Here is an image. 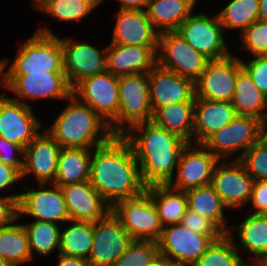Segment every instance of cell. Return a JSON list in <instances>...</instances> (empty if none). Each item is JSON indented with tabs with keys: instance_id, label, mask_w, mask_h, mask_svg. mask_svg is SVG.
<instances>
[{
	"instance_id": "1",
	"label": "cell",
	"mask_w": 267,
	"mask_h": 266,
	"mask_svg": "<svg viewBox=\"0 0 267 266\" xmlns=\"http://www.w3.org/2000/svg\"><path fill=\"white\" fill-rule=\"evenodd\" d=\"M89 181L111 207L142 195L147 187L134 150L123 135H113L93 149Z\"/></svg>"
},
{
	"instance_id": "2",
	"label": "cell",
	"mask_w": 267,
	"mask_h": 266,
	"mask_svg": "<svg viewBox=\"0 0 267 266\" xmlns=\"http://www.w3.org/2000/svg\"><path fill=\"white\" fill-rule=\"evenodd\" d=\"M123 136L134 150L144 184H168L188 142L152 120L133 125Z\"/></svg>"
},
{
	"instance_id": "3",
	"label": "cell",
	"mask_w": 267,
	"mask_h": 266,
	"mask_svg": "<svg viewBox=\"0 0 267 266\" xmlns=\"http://www.w3.org/2000/svg\"><path fill=\"white\" fill-rule=\"evenodd\" d=\"M59 110L47 133L62 148L94 149L114 134L109 125L89 106L71 95Z\"/></svg>"
},
{
	"instance_id": "4",
	"label": "cell",
	"mask_w": 267,
	"mask_h": 266,
	"mask_svg": "<svg viewBox=\"0 0 267 266\" xmlns=\"http://www.w3.org/2000/svg\"><path fill=\"white\" fill-rule=\"evenodd\" d=\"M7 60V75L64 72L61 37L48 26L38 25L35 32Z\"/></svg>"
},
{
	"instance_id": "5",
	"label": "cell",
	"mask_w": 267,
	"mask_h": 266,
	"mask_svg": "<svg viewBox=\"0 0 267 266\" xmlns=\"http://www.w3.org/2000/svg\"><path fill=\"white\" fill-rule=\"evenodd\" d=\"M266 133L267 127L260 120L237 115L203 145L219 160H239Z\"/></svg>"
},
{
	"instance_id": "6",
	"label": "cell",
	"mask_w": 267,
	"mask_h": 266,
	"mask_svg": "<svg viewBox=\"0 0 267 266\" xmlns=\"http://www.w3.org/2000/svg\"><path fill=\"white\" fill-rule=\"evenodd\" d=\"M176 32L209 60L225 58L233 51L217 13L194 11L181 23Z\"/></svg>"
},
{
	"instance_id": "7",
	"label": "cell",
	"mask_w": 267,
	"mask_h": 266,
	"mask_svg": "<svg viewBox=\"0 0 267 266\" xmlns=\"http://www.w3.org/2000/svg\"><path fill=\"white\" fill-rule=\"evenodd\" d=\"M80 102L89 105L118 135L119 83L118 77L106 71L79 82L73 89Z\"/></svg>"
},
{
	"instance_id": "8",
	"label": "cell",
	"mask_w": 267,
	"mask_h": 266,
	"mask_svg": "<svg viewBox=\"0 0 267 266\" xmlns=\"http://www.w3.org/2000/svg\"><path fill=\"white\" fill-rule=\"evenodd\" d=\"M7 82L8 92L12 93L10 96L13 95L11 98L32 108V103L39 100L65 102L72 95V88L64 72L7 75Z\"/></svg>"
},
{
	"instance_id": "9",
	"label": "cell",
	"mask_w": 267,
	"mask_h": 266,
	"mask_svg": "<svg viewBox=\"0 0 267 266\" xmlns=\"http://www.w3.org/2000/svg\"><path fill=\"white\" fill-rule=\"evenodd\" d=\"M18 201V219L29 217L31 220L53 222L63 225L70 220L66 203L59 186L53 183H43L21 187ZM31 217V218H30Z\"/></svg>"
},
{
	"instance_id": "10",
	"label": "cell",
	"mask_w": 267,
	"mask_h": 266,
	"mask_svg": "<svg viewBox=\"0 0 267 266\" xmlns=\"http://www.w3.org/2000/svg\"><path fill=\"white\" fill-rule=\"evenodd\" d=\"M118 83V135H123L133 125L151 121L153 110L150 104L148 73L120 76Z\"/></svg>"
},
{
	"instance_id": "11",
	"label": "cell",
	"mask_w": 267,
	"mask_h": 266,
	"mask_svg": "<svg viewBox=\"0 0 267 266\" xmlns=\"http://www.w3.org/2000/svg\"><path fill=\"white\" fill-rule=\"evenodd\" d=\"M157 64L195 82L209 61L176 31L159 33Z\"/></svg>"
},
{
	"instance_id": "12",
	"label": "cell",
	"mask_w": 267,
	"mask_h": 266,
	"mask_svg": "<svg viewBox=\"0 0 267 266\" xmlns=\"http://www.w3.org/2000/svg\"><path fill=\"white\" fill-rule=\"evenodd\" d=\"M111 211L133 240H159L162 226L156 207L146 192L135 198L117 201Z\"/></svg>"
},
{
	"instance_id": "13",
	"label": "cell",
	"mask_w": 267,
	"mask_h": 266,
	"mask_svg": "<svg viewBox=\"0 0 267 266\" xmlns=\"http://www.w3.org/2000/svg\"><path fill=\"white\" fill-rule=\"evenodd\" d=\"M63 69L73 89L85 78L107 71V45L99 48L89 41L73 37H61Z\"/></svg>"
},
{
	"instance_id": "14",
	"label": "cell",
	"mask_w": 267,
	"mask_h": 266,
	"mask_svg": "<svg viewBox=\"0 0 267 266\" xmlns=\"http://www.w3.org/2000/svg\"><path fill=\"white\" fill-rule=\"evenodd\" d=\"M253 184V178L239 160H220L214 168L210 185L234 214L247 207Z\"/></svg>"
},
{
	"instance_id": "15",
	"label": "cell",
	"mask_w": 267,
	"mask_h": 266,
	"mask_svg": "<svg viewBox=\"0 0 267 266\" xmlns=\"http://www.w3.org/2000/svg\"><path fill=\"white\" fill-rule=\"evenodd\" d=\"M222 59L209 60L205 70L194 82L195 97L211 101L231 102L242 63L235 49ZM235 50V51H234Z\"/></svg>"
},
{
	"instance_id": "16",
	"label": "cell",
	"mask_w": 267,
	"mask_h": 266,
	"mask_svg": "<svg viewBox=\"0 0 267 266\" xmlns=\"http://www.w3.org/2000/svg\"><path fill=\"white\" fill-rule=\"evenodd\" d=\"M219 161L203 144L188 142L168 185L181 191L210 185L214 168Z\"/></svg>"
},
{
	"instance_id": "17",
	"label": "cell",
	"mask_w": 267,
	"mask_h": 266,
	"mask_svg": "<svg viewBox=\"0 0 267 266\" xmlns=\"http://www.w3.org/2000/svg\"><path fill=\"white\" fill-rule=\"evenodd\" d=\"M32 107L9 95L0 98V137L25 149L43 130V120Z\"/></svg>"
},
{
	"instance_id": "18",
	"label": "cell",
	"mask_w": 267,
	"mask_h": 266,
	"mask_svg": "<svg viewBox=\"0 0 267 266\" xmlns=\"http://www.w3.org/2000/svg\"><path fill=\"white\" fill-rule=\"evenodd\" d=\"M132 241L120 220L110 211L93 222V244L88 260L90 266H111Z\"/></svg>"
},
{
	"instance_id": "19",
	"label": "cell",
	"mask_w": 267,
	"mask_h": 266,
	"mask_svg": "<svg viewBox=\"0 0 267 266\" xmlns=\"http://www.w3.org/2000/svg\"><path fill=\"white\" fill-rule=\"evenodd\" d=\"M213 241L181 224L162 227L157 241L159 253L176 265H193Z\"/></svg>"
},
{
	"instance_id": "20",
	"label": "cell",
	"mask_w": 267,
	"mask_h": 266,
	"mask_svg": "<svg viewBox=\"0 0 267 266\" xmlns=\"http://www.w3.org/2000/svg\"><path fill=\"white\" fill-rule=\"evenodd\" d=\"M61 149L62 147L43 129L24 149L22 182L27 177V180H31V177L33 184L53 183Z\"/></svg>"
},
{
	"instance_id": "21",
	"label": "cell",
	"mask_w": 267,
	"mask_h": 266,
	"mask_svg": "<svg viewBox=\"0 0 267 266\" xmlns=\"http://www.w3.org/2000/svg\"><path fill=\"white\" fill-rule=\"evenodd\" d=\"M150 104L153 113L163 106L195 102L194 82L156 64L148 73Z\"/></svg>"
},
{
	"instance_id": "22",
	"label": "cell",
	"mask_w": 267,
	"mask_h": 266,
	"mask_svg": "<svg viewBox=\"0 0 267 266\" xmlns=\"http://www.w3.org/2000/svg\"><path fill=\"white\" fill-rule=\"evenodd\" d=\"M241 216L237 219V224L230 225L227 235L233 240L242 257L243 252H246V262L263 264L267 259V214L247 212V215Z\"/></svg>"
},
{
	"instance_id": "23",
	"label": "cell",
	"mask_w": 267,
	"mask_h": 266,
	"mask_svg": "<svg viewBox=\"0 0 267 266\" xmlns=\"http://www.w3.org/2000/svg\"><path fill=\"white\" fill-rule=\"evenodd\" d=\"M110 42L118 45L158 46L159 32L146 10H115Z\"/></svg>"
},
{
	"instance_id": "24",
	"label": "cell",
	"mask_w": 267,
	"mask_h": 266,
	"mask_svg": "<svg viewBox=\"0 0 267 266\" xmlns=\"http://www.w3.org/2000/svg\"><path fill=\"white\" fill-rule=\"evenodd\" d=\"M70 220L95 222L105 217L111 206L90 181L60 187Z\"/></svg>"
},
{
	"instance_id": "25",
	"label": "cell",
	"mask_w": 267,
	"mask_h": 266,
	"mask_svg": "<svg viewBox=\"0 0 267 266\" xmlns=\"http://www.w3.org/2000/svg\"><path fill=\"white\" fill-rule=\"evenodd\" d=\"M157 51L158 46L107 43V71L117 77L149 73L157 64Z\"/></svg>"
},
{
	"instance_id": "26",
	"label": "cell",
	"mask_w": 267,
	"mask_h": 266,
	"mask_svg": "<svg viewBox=\"0 0 267 266\" xmlns=\"http://www.w3.org/2000/svg\"><path fill=\"white\" fill-rule=\"evenodd\" d=\"M231 102L211 101L195 97L192 143L203 144L237 116Z\"/></svg>"
},
{
	"instance_id": "27",
	"label": "cell",
	"mask_w": 267,
	"mask_h": 266,
	"mask_svg": "<svg viewBox=\"0 0 267 266\" xmlns=\"http://www.w3.org/2000/svg\"><path fill=\"white\" fill-rule=\"evenodd\" d=\"M197 3L198 0H148L146 13L159 33L176 31L198 9Z\"/></svg>"
},
{
	"instance_id": "28",
	"label": "cell",
	"mask_w": 267,
	"mask_h": 266,
	"mask_svg": "<svg viewBox=\"0 0 267 266\" xmlns=\"http://www.w3.org/2000/svg\"><path fill=\"white\" fill-rule=\"evenodd\" d=\"M145 192L156 207L162 227L181 223L188 209L185 191L174 189L168 184H155L147 186Z\"/></svg>"
},
{
	"instance_id": "29",
	"label": "cell",
	"mask_w": 267,
	"mask_h": 266,
	"mask_svg": "<svg viewBox=\"0 0 267 266\" xmlns=\"http://www.w3.org/2000/svg\"><path fill=\"white\" fill-rule=\"evenodd\" d=\"M93 149L62 148L58 157L57 172L53 184L62 187L90 179Z\"/></svg>"
},
{
	"instance_id": "30",
	"label": "cell",
	"mask_w": 267,
	"mask_h": 266,
	"mask_svg": "<svg viewBox=\"0 0 267 266\" xmlns=\"http://www.w3.org/2000/svg\"><path fill=\"white\" fill-rule=\"evenodd\" d=\"M231 103L238 115L256 118L266 126L265 95L243 68L238 72Z\"/></svg>"
},
{
	"instance_id": "31",
	"label": "cell",
	"mask_w": 267,
	"mask_h": 266,
	"mask_svg": "<svg viewBox=\"0 0 267 266\" xmlns=\"http://www.w3.org/2000/svg\"><path fill=\"white\" fill-rule=\"evenodd\" d=\"M185 193L189 209L215 222L226 234L229 232L230 211L211 185L193 188Z\"/></svg>"
},
{
	"instance_id": "32",
	"label": "cell",
	"mask_w": 267,
	"mask_h": 266,
	"mask_svg": "<svg viewBox=\"0 0 267 266\" xmlns=\"http://www.w3.org/2000/svg\"><path fill=\"white\" fill-rule=\"evenodd\" d=\"M152 121L192 143L194 102H181L159 107L153 113Z\"/></svg>"
},
{
	"instance_id": "33",
	"label": "cell",
	"mask_w": 267,
	"mask_h": 266,
	"mask_svg": "<svg viewBox=\"0 0 267 266\" xmlns=\"http://www.w3.org/2000/svg\"><path fill=\"white\" fill-rule=\"evenodd\" d=\"M93 244V222L68 220L60 230L59 254L89 260Z\"/></svg>"
},
{
	"instance_id": "34",
	"label": "cell",
	"mask_w": 267,
	"mask_h": 266,
	"mask_svg": "<svg viewBox=\"0 0 267 266\" xmlns=\"http://www.w3.org/2000/svg\"><path fill=\"white\" fill-rule=\"evenodd\" d=\"M17 221H21L18 222ZM0 256L9 266H27L33 262L25 227L21 220L11 225L0 227Z\"/></svg>"
},
{
	"instance_id": "35",
	"label": "cell",
	"mask_w": 267,
	"mask_h": 266,
	"mask_svg": "<svg viewBox=\"0 0 267 266\" xmlns=\"http://www.w3.org/2000/svg\"><path fill=\"white\" fill-rule=\"evenodd\" d=\"M25 227L32 259L37 256L48 258L59 253L61 225L53 222L29 220ZM36 253V254H35Z\"/></svg>"
},
{
	"instance_id": "36",
	"label": "cell",
	"mask_w": 267,
	"mask_h": 266,
	"mask_svg": "<svg viewBox=\"0 0 267 266\" xmlns=\"http://www.w3.org/2000/svg\"><path fill=\"white\" fill-rule=\"evenodd\" d=\"M106 0H53L39 13L55 21V23L75 24L86 20L88 15L95 13Z\"/></svg>"
},
{
	"instance_id": "37",
	"label": "cell",
	"mask_w": 267,
	"mask_h": 266,
	"mask_svg": "<svg viewBox=\"0 0 267 266\" xmlns=\"http://www.w3.org/2000/svg\"><path fill=\"white\" fill-rule=\"evenodd\" d=\"M217 12L224 32L241 34L251 24L259 20V0H229L222 9ZM232 31H231V30Z\"/></svg>"
},
{
	"instance_id": "38",
	"label": "cell",
	"mask_w": 267,
	"mask_h": 266,
	"mask_svg": "<svg viewBox=\"0 0 267 266\" xmlns=\"http://www.w3.org/2000/svg\"><path fill=\"white\" fill-rule=\"evenodd\" d=\"M246 263L233 240L225 234L214 241L193 266H244Z\"/></svg>"
},
{
	"instance_id": "39",
	"label": "cell",
	"mask_w": 267,
	"mask_h": 266,
	"mask_svg": "<svg viewBox=\"0 0 267 266\" xmlns=\"http://www.w3.org/2000/svg\"><path fill=\"white\" fill-rule=\"evenodd\" d=\"M236 40L240 37V48H238L243 56H262L267 55V22L260 21L254 22L241 34L236 36ZM245 52V53H244Z\"/></svg>"
},
{
	"instance_id": "40",
	"label": "cell",
	"mask_w": 267,
	"mask_h": 266,
	"mask_svg": "<svg viewBox=\"0 0 267 266\" xmlns=\"http://www.w3.org/2000/svg\"><path fill=\"white\" fill-rule=\"evenodd\" d=\"M159 254L152 240H133L123 255L111 266H146Z\"/></svg>"
},
{
	"instance_id": "41",
	"label": "cell",
	"mask_w": 267,
	"mask_h": 266,
	"mask_svg": "<svg viewBox=\"0 0 267 266\" xmlns=\"http://www.w3.org/2000/svg\"><path fill=\"white\" fill-rule=\"evenodd\" d=\"M254 181L267 180V133L239 159Z\"/></svg>"
},
{
	"instance_id": "42",
	"label": "cell",
	"mask_w": 267,
	"mask_h": 266,
	"mask_svg": "<svg viewBox=\"0 0 267 266\" xmlns=\"http://www.w3.org/2000/svg\"><path fill=\"white\" fill-rule=\"evenodd\" d=\"M180 224L195 233L208 236L213 242L226 234L215 222L189 208Z\"/></svg>"
},
{
	"instance_id": "43",
	"label": "cell",
	"mask_w": 267,
	"mask_h": 266,
	"mask_svg": "<svg viewBox=\"0 0 267 266\" xmlns=\"http://www.w3.org/2000/svg\"><path fill=\"white\" fill-rule=\"evenodd\" d=\"M240 58L242 68L250 75L253 83L264 94H267V55ZM247 60V61H246Z\"/></svg>"
},
{
	"instance_id": "44",
	"label": "cell",
	"mask_w": 267,
	"mask_h": 266,
	"mask_svg": "<svg viewBox=\"0 0 267 266\" xmlns=\"http://www.w3.org/2000/svg\"><path fill=\"white\" fill-rule=\"evenodd\" d=\"M20 183L22 186L21 173L15 167L0 162V196L19 199L21 192L15 191L16 186L13 185H20Z\"/></svg>"
},
{
	"instance_id": "45",
	"label": "cell",
	"mask_w": 267,
	"mask_h": 266,
	"mask_svg": "<svg viewBox=\"0 0 267 266\" xmlns=\"http://www.w3.org/2000/svg\"><path fill=\"white\" fill-rule=\"evenodd\" d=\"M0 162L15 167L20 173L24 168V149L0 137Z\"/></svg>"
},
{
	"instance_id": "46",
	"label": "cell",
	"mask_w": 267,
	"mask_h": 266,
	"mask_svg": "<svg viewBox=\"0 0 267 266\" xmlns=\"http://www.w3.org/2000/svg\"><path fill=\"white\" fill-rule=\"evenodd\" d=\"M246 211L243 210L241 214H267V180L254 181L253 190L250 201L247 205Z\"/></svg>"
},
{
	"instance_id": "47",
	"label": "cell",
	"mask_w": 267,
	"mask_h": 266,
	"mask_svg": "<svg viewBox=\"0 0 267 266\" xmlns=\"http://www.w3.org/2000/svg\"><path fill=\"white\" fill-rule=\"evenodd\" d=\"M19 199L0 196V227L11 225L18 219Z\"/></svg>"
},
{
	"instance_id": "48",
	"label": "cell",
	"mask_w": 267,
	"mask_h": 266,
	"mask_svg": "<svg viewBox=\"0 0 267 266\" xmlns=\"http://www.w3.org/2000/svg\"><path fill=\"white\" fill-rule=\"evenodd\" d=\"M57 262L55 266H90L89 261L79 257L67 256L64 254H57Z\"/></svg>"
},
{
	"instance_id": "49",
	"label": "cell",
	"mask_w": 267,
	"mask_h": 266,
	"mask_svg": "<svg viewBox=\"0 0 267 266\" xmlns=\"http://www.w3.org/2000/svg\"><path fill=\"white\" fill-rule=\"evenodd\" d=\"M118 2L116 10H146L148 0H115Z\"/></svg>"
},
{
	"instance_id": "50",
	"label": "cell",
	"mask_w": 267,
	"mask_h": 266,
	"mask_svg": "<svg viewBox=\"0 0 267 266\" xmlns=\"http://www.w3.org/2000/svg\"><path fill=\"white\" fill-rule=\"evenodd\" d=\"M0 89L3 92L8 91V82H7V60L6 58L0 59ZM0 90V91H1ZM7 96L5 93L0 94V98Z\"/></svg>"
},
{
	"instance_id": "51",
	"label": "cell",
	"mask_w": 267,
	"mask_h": 266,
	"mask_svg": "<svg viewBox=\"0 0 267 266\" xmlns=\"http://www.w3.org/2000/svg\"><path fill=\"white\" fill-rule=\"evenodd\" d=\"M172 262H170L167 258H165L162 254H158L149 264L146 266H174Z\"/></svg>"
},
{
	"instance_id": "52",
	"label": "cell",
	"mask_w": 267,
	"mask_h": 266,
	"mask_svg": "<svg viewBox=\"0 0 267 266\" xmlns=\"http://www.w3.org/2000/svg\"><path fill=\"white\" fill-rule=\"evenodd\" d=\"M259 20H267V0H259Z\"/></svg>"
},
{
	"instance_id": "53",
	"label": "cell",
	"mask_w": 267,
	"mask_h": 266,
	"mask_svg": "<svg viewBox=\"0 0 267 266\" xmlns=\"http://www.w3.org/2000/svg\"><path fill=\"white\" fill-rule=\"evenodd\" d=\"M53 0H30V5L34 10L40 12L46 5H48Z\"/></svg>"
},
{
	"instance_id": "54",
	"label": "cell",
	"mask_w": 267,
	"mask_h": 266,
	"mask_svg": "<svg viewBox=\"0 0 267 266\" xmlns=\"http://www.w3.org/2000/svg\"><path fill=\"white\" fill-rule=\"evenodd\" d=\"M244 266H263L261 263H250L247 262Z\"/></svg>"
},
{
	"instance_id": "55",
	"label": "cell",
	"mask_w": 267,
	"mask_h": 266,
	"mask_svg": "<svg viewBox=\"0 0 267 266\" xmlns=\"http://www.w3.org/2000/svg\"><path fill=\"white\" fill-rule=\"evenodd\" d=\"M0 266H9L8 263L0 256Z\"/></svg>"
},
{
	"instance_id": "56",
	"label": "cell",
	"mask_w": 267,
	"mask_h": 266,
	"mask_svg": "<svg viewBox=\"0 0 267 266\" xmlns=\"http://www.w3.org/2000/svg\"><path fill=\"white\" fill-rule=\"evenodd\" d=\"M265 107H266V127H267V94L265 95Z\"/></svg>"
},
{
	"instance_id": "57",
	"label": "cell",
	"mask_w": 267,
	"mask_h": 266,
	"mask_svg": "<svg viewBox=\"0 0 267 266\" xmlns=\"http://www.w3.org/2000/svg\"><path fill=\"white\" fill-rule=\"evenodd\" d=\"M263 266H267V259L263 262Z\"/></svg>"
},
{
	"instance_id": "58",
	"label": "cell",
	"mask_w": 267,
	"mask_h": 266,
	"mask_svg": "<svg viewBox=\"0 0 267 266\" xmlns=\"http://www.w3.org/2000/svg\"><path fill=\"white\" fill-rule=\"evenodd\" d=\"M174 266H193V265H174Z\"/></svg>"
}]
</instances>
